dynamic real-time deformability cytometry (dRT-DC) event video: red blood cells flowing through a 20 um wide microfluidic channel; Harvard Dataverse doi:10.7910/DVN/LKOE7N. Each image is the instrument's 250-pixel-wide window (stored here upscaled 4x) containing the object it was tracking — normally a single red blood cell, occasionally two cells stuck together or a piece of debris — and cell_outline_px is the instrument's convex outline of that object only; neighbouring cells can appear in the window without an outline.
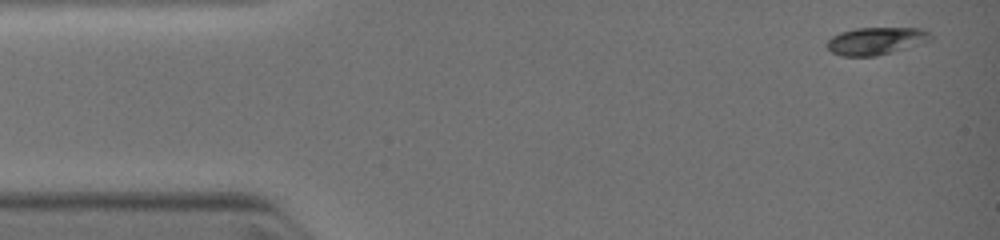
{"species": "common noctule bat (a hibernating species)", "species_latin": "Nyctalus noctula", "temperature_condition": "warm", "stored_images_in_passage": 6, "camera_frame_rate_fps": 3000, "um_per_image_px": 0.085, "animal": {"sex": "female", "body_mass_g": 19.0, "forearm_length_mm": 51.5}, "frame": {"image": 1, "passage_image": 1, "time_ms": 0.0, "image_size_px": [1000, 240], "cell_outline_px": [[932, 40], [892, 52], [876, 56], [840, 56], [832, 52], [824, 44], [832, 36], [840, 32], [856, 28], [920, 28], [928, 32], [932, 36]], "centroid_in_image_um": [74.42, 3.48], "position_along_channel_um": 10.6, "area_um2": 16.59}}
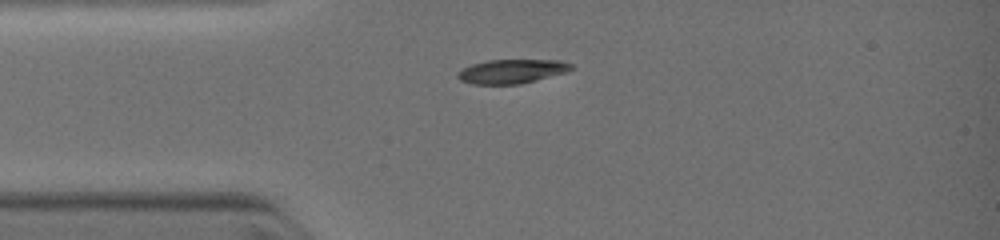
{"frame": {"image": 2, "passage_image": 4, "time_ms": 2.333, "image_size_px": [1000, 240], "cell_outline_px": [[576, 68], [568, 72], [520, 84], [472, 84], [460, 80], [456, 76], [456, 72], [472, 64], [488, 60], [560, 60], [572, 64]], "centroid_in_image_um": [43.53, 6.06], "position_along_channel_um": 41.5, "area_um2": 16.07}}